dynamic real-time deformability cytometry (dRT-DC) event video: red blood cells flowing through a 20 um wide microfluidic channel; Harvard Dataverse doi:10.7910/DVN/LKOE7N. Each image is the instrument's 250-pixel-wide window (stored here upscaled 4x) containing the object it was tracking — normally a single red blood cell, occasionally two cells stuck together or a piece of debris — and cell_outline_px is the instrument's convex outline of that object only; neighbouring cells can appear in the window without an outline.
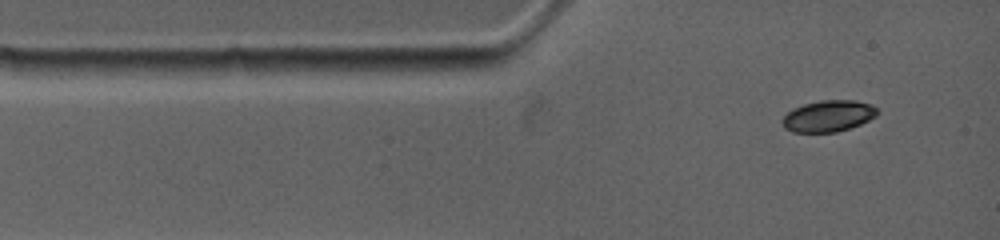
{"species": "common noctule bat (a hibernating species)", "species_latin": "Nyctalus noctula", "temperature_condition": "warm", "stored_images_in_passage": 18, "camera_frame_rate_fps": 4500, "um_per_image_px": 0.085, "animal": {"sex": "female", "body_mass_g": 19.0, "forearm_length_mm": 53.3}, "frame": {"image": 1, "passage_image": 1, "time_ms": 0.0, "image_size_px": [1000, 240], "cell_outline_px": [[876, 116], [860, 124], [836, 132], [792, 132], [784, 128], [780, 120], [788, 112], [804, 104], [820, 100], [856, 100], [868, 104], [876, 108]], "centroid_in_image_um": [70.36, 9.87], "position_along_channel_um": 14.6, "area_um2": 17.17}}
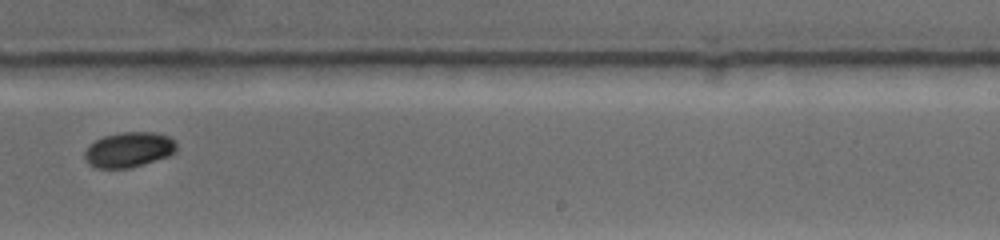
{"frame": {"image": 2, "passage_image": 10, "time_ms": 7.556, "image_size_px": [1000, 240], "cell_outline_px": [[176, 152], [172, 156], [144, 164], [128, 168], [96, 168], [88, 164], [84, 160], [84, 152], [96, 140], [104, 136], [120, 132], [152, 132], [168, 136], [176, 140]], "centroid_in_image_um": [10.99, 12.73], "position_along_channel_um": 278.0, "area_um2": 19.02}}
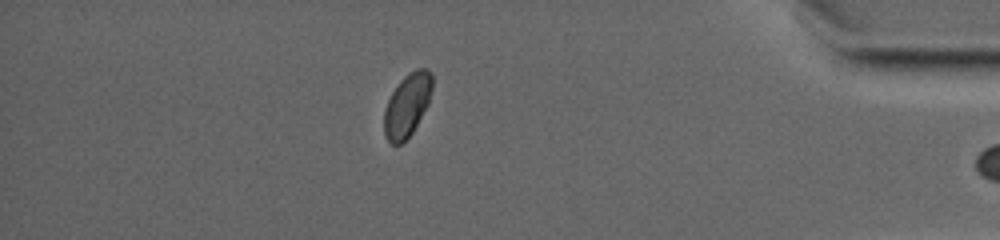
{"frame": {"image": 3, "passage_image": 17, "time_ms": 12.0, "image_size_px": [1000, 240], "cell_outline_px": [[432, 88], [428, 104], [412, 132], [400, 144], [392, 144], [384, 136], [384, 108], [392, 92], [400, 80], [408, 72], [416, 68], [424, 68], [432, 72]], "centroid_in_image_um": [34.6, 8.9], "position_along_channel_um": 400.6, "area_um2": 17.63}, "authors_computed_cell_mechanics": {"area_um2": 18.7272, "velocity_mm_per_s": 3.8112, "shape_relaxation_time_tau1_ms": 2.5563, "shape_relaxation_time_tau2_ms": null, "deformation_change_tau1": 0.0549, "deformation_change_tau2": null}}